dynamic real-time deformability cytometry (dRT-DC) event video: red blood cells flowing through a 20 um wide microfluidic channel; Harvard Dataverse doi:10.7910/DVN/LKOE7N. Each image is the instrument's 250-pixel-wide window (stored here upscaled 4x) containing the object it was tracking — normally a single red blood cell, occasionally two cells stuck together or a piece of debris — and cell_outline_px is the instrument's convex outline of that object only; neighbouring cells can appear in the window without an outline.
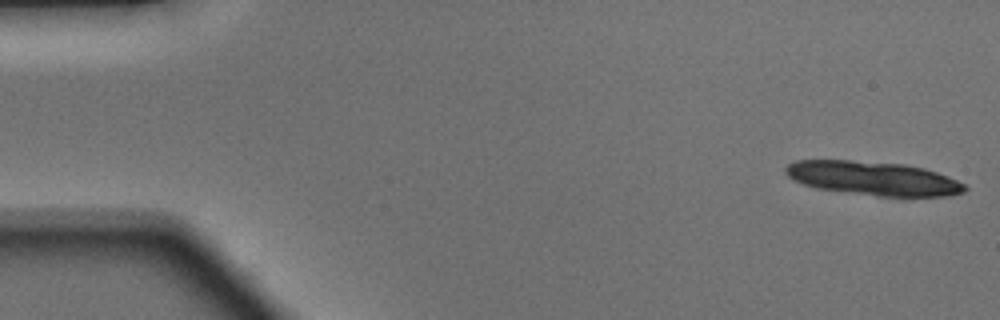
{"species": "Egyptian fruit bat (a non-hibernating species)", "species_latin": "Rousettus aegyptiacus", "temperature_condition": "warm", "stored_images_in_passage": 12, "camera_frame_rate_fps": 3000, "um_per_image_px": 0.085, "animal": {"sex": "male"}, "frame": {"image": 1, "passage_image": 1, "time_ms": 0.0, "image_size_px": [1000, 320], "cell_outline_px": [[968, 188], [964, 192], [948, 196], [880, 196], [816, 188], [804, 184], [788, 176], [784, 172], [784, 168], [788, 164], [796, 160], [848, 160], [908, 164], [924, 168], [948, 176], [964, 184]], "centroid_in_image_um": [74.23, 15.15], "position_along_channel_um": 10.8, "area_um2": 35.26}}